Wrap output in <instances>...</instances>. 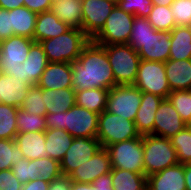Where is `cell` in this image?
<instances>
[{
	"mask_svg": "<svg viewBox=\"0 0 191 190\" xmlns=\"http://www.w3.org/2000/svg\"><path fill=\"white\" fill-rule=\"evenodd\" d=\"M71 66V79L75 90H110L117 85L105 48L92 40L83 47L80 56Z\"/></svg>",
	"mask_w": 191,
	"mask_h": 190,
	"instance_id": "obj_1",
	"label": "cell"
},
{
	"mask_svg": "<svg viewBox=\"0 0 191 190\" xmlns=\"http://www.w3.org/2000/svg\"><path fill=\"white\" fill-rule=\"evenodd\" d=\"M99 114L78 105L66 112L46 113L47 129H63L74 138L97 137Z\"/></svg>",
	"mask_w": 191,
	"mask_h": 190,
	"instance_id": "obj_2",
	"label": "cell"
},
{
	"mask_svg": "<svg viewBox=\"0 0 191 190\" xmlns=\"http://www.w3.org/2000/svg\"><path fill=\"white\" fill-rule=\"evenodd\" d=\"M91 39L82 29L70 28L64 34L40 41L49 62L72 63Z\"/></svg>",
	"mask_w": 191,
	"mask_h": 190,
	"instance_id": "obj_3",
	"label": "cell"
},
{
	"mask_svg": "<svg viewBox=\"0 0 191 190\" xmlns=\"http://www.w3.org/2000/svg\"><path fill=\"white\" fill-rule=\"evenodd\" d=\"M143 148L146 177L179 163L170 139L152 134L143 135Z\"/></svg>",
	"mask_w": 191,
	"mask_h": 190,
	"instance_id": "obj_4",
	"label": "cell"
},
{
	"mask_svg": "<svg viewBox=\"0 0 191 190\" xmlns=\"http://www.w3.org/2000/svg\"><path fill=\"white\" fill-rule=\"evenodd\" d=\"M111 65L117 85H133L140 57L129 44L102 45Z\"/></svg>",
	"mask_w": 191,
	"mask_h": 190,
	"instance_id": "obj_5",
	"label": "cell"
},
{
	"mask_svg": "<svg viewBox=\"0 0 191 190\" xmlns=\"http://www.w3.org/2000/svg\"><path fill=\"white\" fill-rule=\"evenodd\" d=\"M134 121L103 111L99 114L97 139L106 148L112 144L139 137Z\"/></svg>",
	"mask_w": 191,
	"mask_h": 190,
	"instance_id": "obj_6",
	"label": "cell"
},
{
	"mask_svg": "<svg viewBox=\"0 0 191 190\" xmlns=\"http://www.w3.org/2000/svg\"><path fill=\"white\" fill-rule=\"evenodd\" d=\"M112 168L144 175L143 136L118 142L106 147Z\"/></svg>",
	"mask_w": 191,
	"mask_h": 190,
	"instance_id": "obj_7",
	"label": "cell"
},
{
	"mask_svg": "<svg viewBox=\"0 0 191 190\" xmlns=\"http://www.w3.org/2000/svg\"><path fill=\"white\" fill-rule=\"evenodd\" d=\"M134 17L115 5L102 29L91 40L99 45L128 44Z\"/></svg>",
	"mask_w": 191,
	"mask_h": 190,
	"instance_id": "obj_8",
	"label": "cell"
},
{
	"mask_svg": "<svg viewBox=\"0 0 191 190\" xmlns=\"http://www.w3.org/2000/svg\"><path fill=\"white\" fill-rule=\"evenodd\" d=\"M142 92H148L167 99L171 89L165 73L164 62L140 60L133 84Z\"/></svg>",
	"mask_w": 191,
	"mask_h": 190,
	"instance_id": "obj_9",
	"label": "cell"
},
{
	"mask_svg": "<svg viewBox=\"0 0 191 190\" xmlns=\"http://www.w3.org/2000/svg\"><path fill=\"white\" fill-rule=\"evenodd\" d=\"M141 99L142 91L134 85H116L108 92L105 111L134 121Z\"/></svg>",
	"mask_w": 191,
	"mask_h": 190,
	"instance_id": "obj_10",
	"label": "cell"
},
{
	"mask_svg": "<svg viewBox=\"0 0 191 190\" xmlns=\"http://www.w3.org/2000/svg\"><path fill=\"white\" fill-rule=\"evenodd\" d=\"M33 39L14 35L1 41L0 47V73L10 74V70H16L28 56Z\"/></svg>",
	"mask_w": 191,
	"mask_h": 190,
	"instance_id": "obj_11",
	"label": "cell"
},
{
	"mask_svg": "<svg viewBox=\"0 0 191 190\" xmlns=\"http://www.w3.org/2000/svg\"><path fill=\"white\" fill-rule=\"evenodd\" d=\"M115 0H81L82 30L92 39L104 26Z\"/></svg>",
	"mask_w": 191,
	"mask_h": 190,
	"instance_id": "obj_12",
	"label": "cell"
},
{
	"mask_svg": "<svg viewBox=\"0 0 191 190\" xmlns=\"http://www.w3.org/2000/svg\"><path fill=\"white\" fill-rule=\"evenodd\" d=\"M101 147L96 137L74 138L72 145L68 148L64 158L60 162L62 175L69 176L78 166L87 162Z\"/></svg>",
	"mask_w": 191,
	"mask_h": 190,
	"instance_id": "obj_13",
	"label": "cell"
},
{
	"mask_svg": "<svg viewBox=\"0 0 191 190\" xmlns=\"http://www.w3.org/2000/svg\"><path fill=\"white\" fill-rule=\"evenodd\" d=\"M49 61L40 43L35 42L28 53L27 59L20 63L16 70H10V76L22 79L31 86H35Z\"/></svg>",
	"mask_w": 191,
	"mask_h": 190,
	"instance_id": "obj_14",
	"label": "cell"
},
{
	"mask_svg": "<svg viewBox=\"0 0 191 190\" xmlns=\"http://www.w3.org/2000/svg\"><path fill=\"white\" fill-rule=\"evenodd\" d=\"M111 169L109 152L101 147L87 162L78 166L69 178L73 182L91 184L98 177L110 173Z\"/></svg>",
	"mask_w": 191,
	"mask_h": 190,
	"instance_id": "obj_15",
	"label": "cell"
},
{
	"mask_svg": "<svg viewBox=\"0 0 191 190\" xmlns=\"http://www.w3.org/2000/svg\"><path fill=\"white\" fill-rule=\"evenodd\" d=\"M185 127L186 123L172 103L168 99H163L155 113L154 129L151 134L170 139Z\"/></svg>",
	"mask_w": 191,
	"mask_h": 190,
	"instance_id": "obj_16",
	"label": "cell"
},
{
	"mask_svg": "<svg viewBox=\"0 0 191 190\" xmlns=\"http://www.w3.org/2000/svg\"><path fill=\"white\" fill-rule=\"evenodd\" d=\"M72 66L67 62H49L37 86L42 89H65L73 88Z\"/></svg>",
	"mask_w": 191,
	"mask_h": 190,
	"instance_id": "obj_17",
	"label": "cell"
},
{
	"mask_svg": "<svg viewBox=\"0 0 191 190\" xmlns=\"http://www.w3.org/2000/svg\"><path fill=\"white\" fill-rule=\"evenodd\" d=\"M147 190H186L184 164H175L147 177Z\"/></svg>",
	"mask_w": 191,
	"mask_h": 190,
	"instance_id": "obj_18",
	"label": "cell"
},
{
	"mask_svg": "<svg viewBox=\"0 0 191 190\" xmlns=\"http://www.w3.org/2000/svg\"><path fill=\"white\" fill-rule=\"evenodd\" d=\"M171 44L169 31L156 30L137 52L141 60L165 63L170 56Z\"/></svg>",
	"mask_w": 191,
	"mask_h": 190,
	"instance_id": "obj_19",
	"label": "cell"
},
{
	"mask_svg": "<svg viewBox=\"0 0 191 190\" xmlns=\"http://www.w3.org/2000/svg\"><path fill=\"white\" fill-rule=\"evenodd\" d=\"M163 99L158 95L142 92L141 104L134 120L140 135H149L153 132L155 113Z\"/></svg>",
	"mask_w": 191,
	"mask_h": 190,
	"instance_id": "obj_20",
	"label": "cell"
},
{
	"mask_svg": "<svg viewBox=\"0 0 191 190\" xmlns=\"http://www.w3.org/2000/svg\"><path fill=\"white\" fill-rule=\"evenodd\" d=\"M30 87L22 79L0 73V103L21 108Z\"/></svg>",
	"mask_w": 191,
	"mask_h": 190,
	"instance_id": "obj_21",
	"label": "cell"
},
{
	"mask_svg": "<svg viewBox=\"0 0 191 190\" xmlns=\"http://www.w3.org/2000/svg\"><path fill=\"white\" fill-rule=\"evenodd\" d=\"M164 65L171 91L191 89V59H168Z\"/></svg>",
	"mask_w": 191,
	"mask_h": 190,
	"instance_id": "obj_22",
	"label": "cell"
},
{
	"mask_svg": "<svg viewBox=\"0 0 191 190\" xmlns=\"http://www.w3.org/2000/svg\"><path fill=\"white\" fill-rule=\"evenodd\" d=\"M70 27L51 11L39 13L36 19L33 40L37 43L64 34Z\"/></svg>",
	"mask_w": 191,
	"mask_h": 190,
	"instance_id": "obj_23",
	"label": "cell"
},
{
	"mask_svg": "<svg viewBox=\"0 0 191 190\" xmlns=\"http://www.w3.org/2000/svg\"><path fill=\"white\" fill-rule=\"evenodd\" d=\"M15 142L25 159L48 158L44 132L17 133Z\"/></svg>",
	"mask_w": 191,
	"mask_h": 190,
	"instance_id": "obj_24",
	"label": "cell"
},
{
	"mask_svg": "<svg viewBox=\"0 0 191 190\" xmlns=\"http://www.w3.org/2000/svg\"><path fill=\"white\" fill-rule=\"evenodd\" d=\"M50 11L70 28L82 29L81 0H53Z\"/></svg>",
	"mask_w": 191,
	"mask_h": 190,
	"instance_id": "obj_25",
	"label": "cell"
},
{
	"mask_svg": "<svg viewBox=\"0 0 191 190\" xmlns=\"http://www.w3.org/2000/svg\"><path fill=\"white\" fill-rule=\"evenodd\" d=\"M47 113L66 112L76 104L75 89H42Z\"/></svg>",
	"mask_w": 191,
	"mask_h": 190,
	"instance_id": "obj_26",
	"label": "cell"
},
{
	"mask_svg": "<svg viewBox=\"0 0 191 190\" xmlns=\"http://www.w3.org/2000/svg\"><path fill=\"white\" fill-rule=\"evenodd\" d=\"M45 146L48 156L58 162L64 158L66 151L72 145L74 137L63 129H46Z\"/></svg>",
	"mask_w": 191,
	"mask_h": 190,
	"instance_id": "obj_27",
	"label": "cell"
},
{
	"mask_svg": "<svg viewBox=\"0 0 191 190\" xmlns=\"http://www.w3.org/2000/svg\"><path fill=\"white\" fill-rule=\"evenodd\" d=\"M172 41L169 59H191V27L175 26L170 31Z\"/></svg>",
	"mask_w": 191,
	"mask_h": 190,
	"instance_id": "obj_28",
	"label": "cell"
},
{
	"mask_svg": "<svg viewBox=\"0 0 191 190\" xmlns=\"http://www.w3.org/2000/svg\"><path fill=\"white\" fill-rule=\"evenodd\" d=\"M37 15L25 6L11 10V27L14 35L33 39Z\"/></svg>",
	"mask_w": 191,
	"mask_h": 190,
	"instance_id": "obj_29",
	"label": "cell"
},
{
	"mask_svg": "<svg viewBox=\"0 0 191 190\" xmlns=\"http://www.w3.org/2000/svg\"><path fill=\"white\" fill-rule=\"evenodd\" d=\"M108 92L101 88L75 90L76 105L100 114L106 109Z\"/></svg>",
	"mask_w": 191,
	"mask_h": 190,
	"instance_id": "obj_30",
	"label": "cell"
},
{
	"mask_svg": "<svg viewBox=\"0 0 191 190\" xmlns=\"http://www.w3.org/2000/svg\"><path fill=\"white\" fill-rule=\"evenodd\" d=\"M114 190H147V177L122 169H111Z\"/></svg>",
	"mask_w": 191,
	"mask_h": 190,
	"instance_id": "obj_31",
	"label": "cell"
},
{
	"mask_svg": "<svg viewBox=\"0 0 191 190\" xmlns=\"http://www.w3.org/2000/svg\"><path fill=\"white\" fill-rule=\"evenodd\" d=\"M18 108L0 103V139H15Z\"/></svg>",
	"mask_w": 191,
	"mask_h": 190,
	"instance_id": "obj_32",
	"label": "cell"
},
{
	"mask_svg": "<svg viewBox=\"0 0 191 190\" xmlns=\"http://www.w3.org/2000/svg\"><path fill=\"white\" fill-rule=\"evenodd\" d=\"M155 31L147 18L135 16L128 44L138 51Z\"/></svg>",
	"mask_w": 191,
	"mask_h": 190,
	"instance_id": "obj_33",
	"label": "cell"
},
{
	"mask_svg": "<svg viewBox=\"0 0 191 190\" xmlns=\"http://www.w3.org/2000/svg\"><path fill=\"white\" fill-rule=\"evenodd\" d=\"M16 122L18 133L45 132L47 129L46 116L31 114L22 108H18Z\"/></svg>",
	"mask_w": 191,
	"mask_h": 190,
	"instance_id": "obj_34",
	"label": "cell"
},
{
	"mask_svg": "<svg viewBox=\"0 0 191 190\" xmlns=\"http://www.w3.org/2000/svg\"><path fill=\"white\" fill-rule=\"evenodd\" d=\"M21 159L24 156L15 139H0V171L11 169Z\"/></svg>",
	"mask_w": 191,
	"mask_h": 190,
	"instance_id": "obj_35",
	"label": "cell"
},
{
	"mask_svg": "<svg viewBox=\"0 0 191 190\" xmlns=\"http://www.w3.org/2000/svg\"><path fill=\"white\" fill-rule=\"evenodd\" d=\"M147 19L153 28L158 31L170 32L176 26L170 7L167 6L153 5Z\"/></svg>",
	"mask_w": 191,
	"mask_h": 190,
	"instance_id": "obj_36",
	"label": "cell"
},
{
	"mask_svg": "<svg viewBox=\"0 0 191 190\" xmlns=\"http://www.w3.org/2000/svg\"><path fill=\"white\" fill-rule=\"evenodd\" d=\"M170 141L176 150L179 163H191V130L185 127L170 138Z\"/></svg>",
	"mask_w": 191,
	"mask_h": 190,
	"instance_id": "obj_37",
	"label": "cell"
},
{
	"mask_svg": "<svg viewBox=\"0 0 191 190\" xmlns=\"http://www.w3.org/2000/svg\"><path fill=\"white\" fill-rule=\"evenodd\" d=\"M34 169L35 176H39L48 183H51L62 175L60 162L50 157L34 159Z\"/></svg>",
	"mask_w": 191,
	"mask_h": 190,
	"instance_id": "obj_38",
	"label": "cell"
},
{
	"mask_svg": "<svg viewBox=\"0 0 191 190\" xmlns=\"http://www.w3.org/2000/svg\"><path fill=\"white\" fill-rule=\"evenodd\" d=\"M167 99L172 103L183 121L187 123L191 118V91H171Z\"/></svg>",
	"mask_w": 191,
	"mask_h": 190,
	"instance_id": "obj_39",
	"label": "cell"
},
{
	"mask_svg": "<svg viewBox=\"0 0 191 190\" xmlns=\"http://www.w3.org/2000/svg\"><path fill=\"white\" fill-rule=\"evenodd\" d=\"M21 108L31 114L34 113L38 116H46L47 110L44 97H42V88L37 85L31 86Z\"/></svg>",
	"mask_w": 191,
	"mask_h": 190,
	"instance_id": "obj_40",
	"label": "cell"
},
{
	"mask_svg": "<svg viewBox=\"0 0 191 190\" xmlns=\"http://www.w3.org/2000/svg\"><path fill=\"white\" fill-rule=\"evenodd\" d=\"M116 5L126 13L143 18H147L153 8L151 0H116Z\"/></svg>",
	"mask_w": 191,
	"mask_h": 190,
	"instance_id": "obj_41",
	"label": "cell"
},
{
	"mask_svg": "<svg viewBox=\"0 0 191 190\" xmlns=\"http://www.w3.org/2000/svg\"><path fill=\"white\" fill-rule=\"evenodd\" d=\"M170 10L176 26L191 27V0H174Z\"/></svg>",
	"mask_w": 191,
	"mask_h": 190,
	"instance_id": "obj_42",
	"label": "cell"
},
{
	"mask_svg": "<svg viewBox=\"0 0 191 190\" xmlns=\"http://www.w3.org/2000/svg\"><path fill=\"white\" fill-rule=\"evenodd\" d=\"M11 171L22 185L40 178L39 176H35L34 159H21L11 167Z\"/></svg>",
	"mask_w": 191,
	"mask_h": 190,
	"instance_id": "obj_43",
	"label": "cell"
},
{
	"mask_svg": "<svg viewBox=\"0 0 191 190\" xmlns=\"http://www.w3.org/2000/svg\"><path fill=\"white\" fill-rule=\"evenodd\" d=\"M22 187L11 169L0 171V190H22Z\"/></svg>",
	"mask_w": 191,
	"mask_h": 190,
	"instance_id": "obj_44",
	"label": "cell"
},
{
	"mask_svg": "<svg viewBox=\"0 0 191 190\" xmlns=\"http://www.w3.org/2000/svg\"><path fill=\"white\" fill-rule=\"evenodd\" d=\"M14 36L11 27V10L0 8V41Z\"/></svg>",
	"mask_w": 191,
	"mask_h": 190,
	"instance_id": "obj_45",
	"label": "cell"
},
{
	"mask_svg": "<svg viewBox=\"0 0 191 190\" xmlns=\"http://www.w3.org/2000/svg\"><path fill=\"white\" fill-rule=\"evenodd\" d=\"M53 0H24V6L36 14L50 11Z\"/></svg>",
	"mask_w": 191,
	"mask_h": 190,
	"instance_id": "obj_46",
	"label": "cell"
},
{
	"mask_svg": "<svg viewBox=\"0 0 191 190\" xmlns=\"http://www.w3.org/2000/svg\"><path fill=\"white\" fill-rule=\"evenodd\" d=\"M91 184L94 190H114L111 172L98 177Z\"/></svg>",
	"mask_w": 191,
	"mask_h": 190,
	"instance_id": "obj_47",
	"label": "cell"
},
{
	"mask_svg": "<svg viewBox=\"0 0 191 190\" xmlns=\"http://www.w3.org/2000/svg\"><path fill=\"white\" fill-rule=\"evenodd\" d=\"M70 183L69 176L61 175L50 183L49 190H70Z\"/></svg>",
	"mask_w": 191,
	"mask_h": 190,
	"instance_id": "obj_48",
	"label": "cell"
},
{
	"mask_svg": "<svg viewBox=\"0 0 191 190\" xmlns=\"http://www.w3.org/2000/svg\"><path fill=\"white\" fill-rule=\"evenodd\" d=\"M50 183L44 181L42 178L29 181L23 185L22 190H49Z\"/></svg>",
	"mask_w": 191,
	"mask_h": 190,
	"instance_id": "obj_49",
	"label": "cell"
},
{
	"mask_svg": "<svg viewBox=\"0 0 191 190\" xmlns=\"http://www.w3.org/2000/svg\"><path fill=\"white\" fill-rule=\"evenodd\" d=\"M24 6V0H0V8L12 10Z\"/></svg>",
	"mask_w": 191,
	"mask_h": 190,
	"instance_id": "obj_50",
	"label": "cell"
},
{
	"mask_svg": "<svg viewBox=\"0 0 191 190\" xmlns=\"http://www.w3.org/2000/svg\"><path fill=\"white\" fill-rule=\"evenodd\" d=\"M184 177L186 190H191V163L184 164Z\"/></svg>",
	"mask_w": 191,
	"mask_h": 190,
	"instance_id": "obj_51",
	"label": "cell"
},
{
	"mask_svg": "<svg viewBox=\"0 0 191 190\" xmlns=\"http://www.w3.org/2000/svg\"><path fill=\"white\" fill-rule=\"evenodd\" d=\"M70 190H94V188L92 184L89 183H79L71 181Z\"/></svg>",
	"mask_w": 191,
	"mask_h": 190,
	"instance_id": "obj_52",
	"label": "cell"
},
{
	"mask_svg": "<svg viewBox=\"0 0 191 190\" xmlns=\"http://www.w3.org/2000/svg\"><path fill=\"white\" fill-rule=\"evenodd\" d=\"M153 5L170 7L174 0H151Z\"/></svg>",
	"mask_w": 191,
	"mask_h": 190,
	"instance_id": "obj_53",
	"label": "cell"
},
{
	"mask_svg": "<svg viewBox=\"0 0 191 190\" xmlns=\"http://www.w3.org/2000/svg\"><path fill=\"white\" fill-rule=\"evenodd\" d=\"M186 127L191 130V118H190V120L186 123Z\"/></svg>",
	"mask_w": 191,
	"mask_h": 190,
	"instance_id": "obj_54",
	"label": "cell"
}]
</instances>
